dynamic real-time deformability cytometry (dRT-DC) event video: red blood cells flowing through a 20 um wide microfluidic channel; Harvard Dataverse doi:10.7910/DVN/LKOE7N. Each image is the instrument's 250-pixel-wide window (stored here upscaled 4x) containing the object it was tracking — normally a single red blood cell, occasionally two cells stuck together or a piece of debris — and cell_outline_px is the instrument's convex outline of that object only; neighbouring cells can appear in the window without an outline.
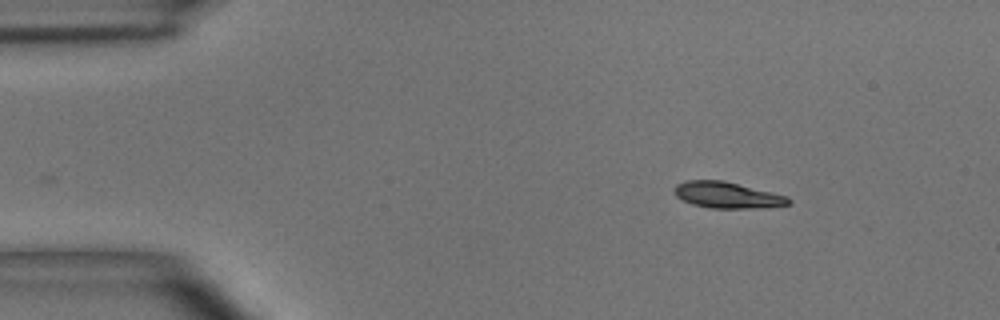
{"species": "common noctule bat (a hibernating species)", "species_latin": "Nyctalus noctula", "temperature_condition": "room temperature", "stored_images_in_passage": 41, "camera_frame_rate_fps": 3000, "um_per_image_px": 0.085, "animal": {"sex": "male", "body_mass_g": 15.6}, "frame": {"image": 1, "passage_image": 1, "time_ms": 0.0, "image_size_px": [1000, 320], "cell_outline_px": [[792, 204], [760, 208], [708, 208], [692, 204], [676, 196], [672, 188], [676, 184], [688, 180], [724, 180], [788, 196], [792, 200]], "centroid_in_image_um": [61.83, 16.58], "position_along_channel_um": 23.2, "area_um2": 17.63}}
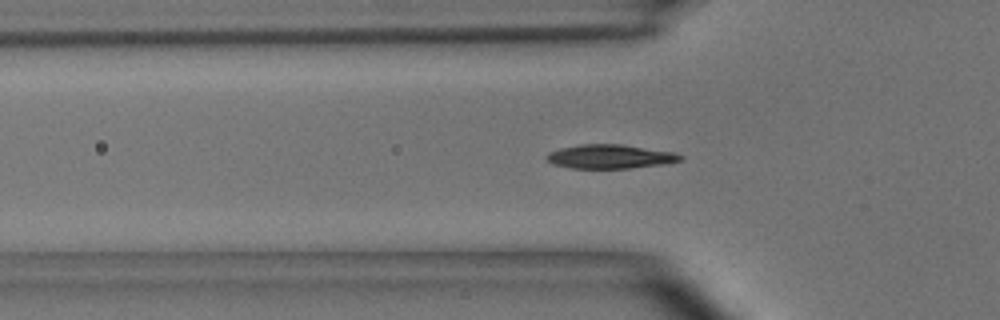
{"frame": {"image": 2, "passage_image": 11, "time_ms": 3.333, "image_size_px": [1000, 320], "cell_outline_px": [[684, 160], [664, 164], [628, 168], [572, 168], [552, 164], [544, 156], [548, 152], [560, 148], [580, 144], [620, 144], [676, 152], [684, 156]], "centroid_in_image_um": [51.88, 13.3], "position_along_channel_um": 73.9, "area_um2": 18.84}}
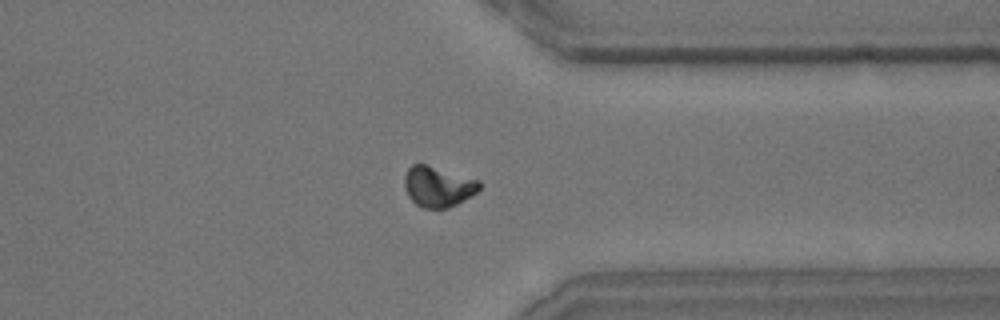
{"frame": {"image": 3, "passage_image": 36, "time_ms": 11.667, "image_size_px": [1000, 320], "cell_outline_px": [[480, 188], [476, 192], [464, 200], [448, 208], [420, 208], [408, 196], [404, 188], [404, 176], [408, 168], [412, 164], [424, 164], [480, 180]], "centroid_in_image_um": [37.2, 15.86], "position_along_channel_um": 374.2, "area_um2": 17.63}, "authors_computed_cell_mechanics": {"area_um2": 18.0914, "velocity_mm_per_s": 3.6341, "shape_relaxation_time_tau1_ms": 3.8267, "shape_relaxation_time_tau2_ms": null, "deformation_change_tau1": 0.1394, "deformation_change_tau2": null}}